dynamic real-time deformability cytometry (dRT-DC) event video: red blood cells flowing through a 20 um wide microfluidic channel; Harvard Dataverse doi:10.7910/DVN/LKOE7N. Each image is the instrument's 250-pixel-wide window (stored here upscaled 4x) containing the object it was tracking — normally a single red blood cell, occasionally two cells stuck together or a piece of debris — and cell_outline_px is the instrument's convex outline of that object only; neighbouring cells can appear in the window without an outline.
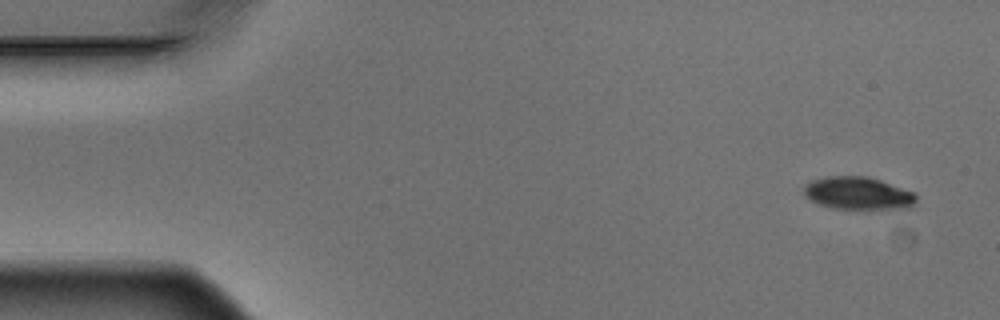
{"species": "Egyptian fruit bat (a non-hibernating species)", "species_latin": "Rousettus aegyptiacus", "temperature_condition": "warm", "stored_images_in_passage": 7, "camera_frame_rate_fps": 3000, "um_per_image_px": 0.085, "animal": {"sex": "male"}, "frame": {"image": 1, "passage_image": 1, "time_ms": 0.0, "image_size_px": [1000, 320], "cell_outline_px": [[916, 200], [912, 208], [832, 208], [820, 204], [804, 196], [804, 184], [812, 180], [828, 176], [868, 176], [880, 180], [912, 192], [916, 196]], "centroid_in_image_um": [72.91, 16.41], "position_along_channel_um": 12.1, "area_um2": 21.1}}
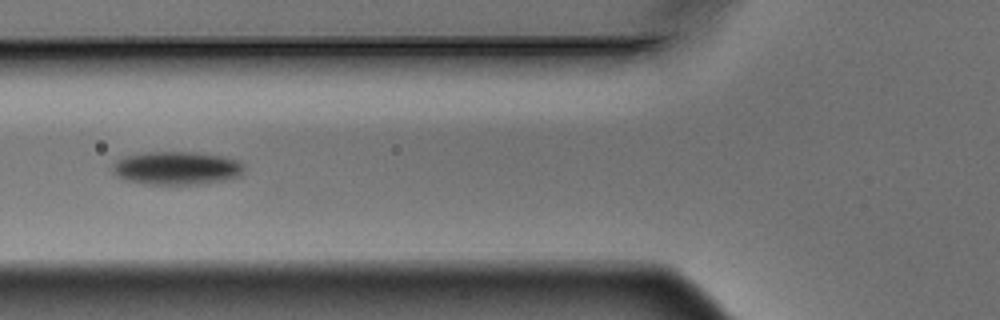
{"frame": {"image": 2, "passage_image": 6, "time_ms": 1.667, "image_size_px": [1000, 320], "cell_outline_px": [[244, 172], [240, 176], [224, 180], [204, 184], [144, 184], [124, 180], [116, 176], [112, 172], [112, 164], [116, 160], [124, 156], [144, 152], [196, 152], [224, 156], [240, 160], [244, 164]], "centroid_in_image_um": [15.02, 14.29], "position_along_channel_um": 110.8, "area_um2": 26.01}}
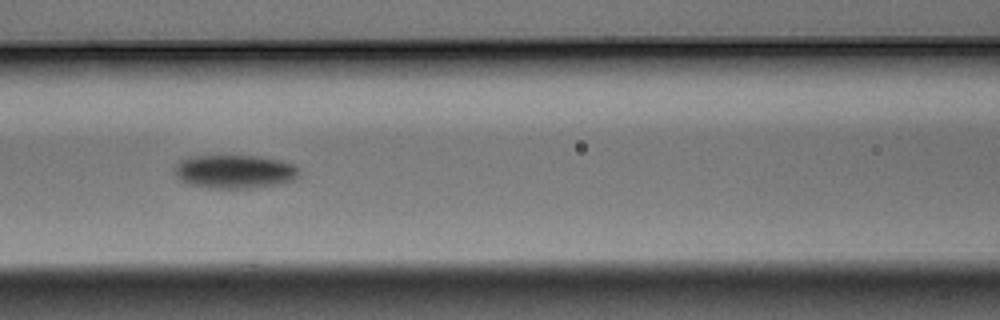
{"frame": {"image": 3, "passage_image": 7, "time_ms": 2.0, "image_size_px": [1000, 320], "cell_outline_px": [[300, 176], [296, 180], [284, 184], [252, 188], [208, 188], [188, 184], [180, 180], [172, 172], [172, 168], [180, 160], [188, 156], [260, 156], [284, 160], [300, 168]], "centroid_in_image_um": [19.98, 14.59], "position_along_channel_um": 146.6, "area_um2": 25.14}}